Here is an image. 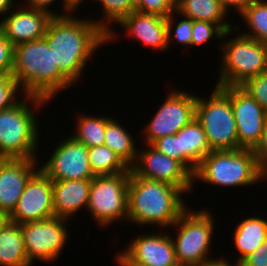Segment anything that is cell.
Masks as SVG:
<instances>
[{
  "instance_id": "1f68e13d",
  "label": "cell",
  "mask_w": 267,
  "mask_h": 266,
  "mask_svg": "<svg viewBox=\"0 0 267 266\" xmlns=\"http://www.w3.org/2000/svg\"><path fill=\"white\" fill-rule=\"evenodd\" d=\"M22 93L21 86L12 74L0 75V111L17 104L24 97L20 96Z\"/></svg>"
},
{
  "instance_id": "d6986e66",
  "label": "cell",
  "mask_w": 267,
  "mask_h": 266,
  "mask_svg": "<svg viewBox=\"0 0 267 266\" xmlns=\"http://www.w3.org/2000/svg\"><path fill=\"white\" fill-rule=\"evenodd\" d=\"M117 25L125 30L126 37H131L138 44H144L143 46H148L153 51L168 50L167 25L164 17L133 11Z\"/></svg>"
},
{
  "instance_id": "ba28073f",
  "label": "cell",
  "mask_w": 267,
  "mask_h": 266,
  "mask_svg": "<svg viewBox=\"0 0 267 266\" xmlns=\"http://www.w3.org/2000/svg\"><path fill=\"white\" fill-rule=\"evenodd\" d=\"M208 99L197 95L195 118L202 125L211 150L238 149L230 86H217Z\"/></svg>"
},
{
  "instance_id": "52a82bcc",
  "label": "cell",
  "mask_w": 267,
  "mask_h": 266,
  "mask_svg": "<svg viewBox=\"0 0 267 266\" xmlns=\"http://www.w3.org/2000/svg\"><path fill=\"white\" fill-rule=\"evenodd\" d=\"M192 209L188 207L170 227L173 228L172 230H177L176 235H171V238L178 263L203 266L208 261L215 259L211 257L210 250L216 223L214 215L207 207L197 211Z\"/></svg>"
},
{
  "instance_id": "74e56055",
  "label": "cell",
  "mask_w": 267,
  "mask_h": 266,
  "mask_svg": "<svg viewBox=\"0 0 267 266\" xmlns=\"http://www.w3.org/2000/svg\"><path fill=\"white\" fill-rule=\"evenodd\" d=\"M19 1H20L19 3L23 5L24 7L45 11L49 13L50 15H52L53 17H62V13L59 12V10L53 11L54 9H50L52 5L55 6V3L57 0H24L25 2L21 0ZM58 1L60 3L61 0H58Z\"/></svg>"
},
{
  "instance_id": "5b68a950",
  "label": "cell",
  "mask_w": 267,
  "mask_h": 266,
  "mask_svg": "<svg viewBox=\"0 0 267 266\" xmlns=\"http://www.w3.org/2000/svg\"><path fill=\"white\" fill-rule=\"evenodd\" d=\"M224 188H245L266 180V169L251 149L214 150L198 165L193 175L196 181Z\"/></svg>"
},
{
  "instance_id": "ffe728a7",
  "label": "cell",
  "mask_w": 267,
  "mask_h": 266,
  "mask_svg": "<svg viewBox=\"0 0 267 266\" xmlns=\"http://www.w3.org/2000/svg\"><path fill=\"white\" fill-rule=\"evenodd\" d=\"M91 181L92 179L52 181L54 216L72 220L76 213L87 209Z\"/></svg>"
},
{
  "instance_id": "4dcf8cb0",
  "label": "cell",
  "mask_w": 267,
  "mask_h": 266,
  "mask_svg": "<svg viewBox=\"0 0 267 266\" xmlns=\"http://www.w3.org/2000/svg\"><path fill=\"white\" fill-rule=\"evenodd\" d=\"M223 34L224 31L215 23L193 20L191 47L202 46L214 38L221 41Z\"/></svg>"
},
{
  "instance_id": "83f0119b",
  "label": "cell",
  "mask_w": 267,
  "mask_h": 266,
  "mask_svg": "<svg viewBox=\"0 0 267 266\" xmlns=\"http://www.w3.org/2000/svg\"><path fill=\"white\" fill-rule=\"evenodd\" d=\"M88 159L95 176L130 172L131 169L106 145L89 147Z\"/></svg>"
},
{
  "instance_id": "484cf974",
  "label": "cell",
  "mask_w": 267,
  "mask_h": 266,
  "mask_svg": "<svg viewBox=\"0 0 267 266\" xmlns=\"http://www.w3.org/2000/svg\"><path fill=\"white\" fill-rule=\"evenodd\" d=\"M95 2H98L97 5H100L103 17L100 18L101 16H98L99 19L97 18V20L89 18L107 35V43L116 42L115 40L119 39L121 34L114 27L112 28V25L117 26L122 19L135 11V9L131 6L130 0H95Z\"/></svg>"
},
{
  "instance_id": "3957f363",
  "label": "cell",
  "mask_w": 267,
  "mask_h": 266,
  "mask_svg": "<svg viewBox=\"0 0 267 266\" xmlns=\"http://www.w3.org/2000/svg\"><path fill=\"white\" fill-rule=\"evenodd\" d=\"M180 188L130 171L127 224L170 228L188 208Z\"/></svg>"
},
{
  "instance_id": "9c48e42d",
  "label": "cell",
  "mask_w": 267,
  "mask_h": 266,
  "mask_svg": "<svg viewBox=\"0 0 267 266\" xmlns=\"http://www.w3.org/2000/svg\"><path fill=\"white\" fill-rule=\"evenodd\" d=\"M129 177L130 172H124L92 179L86 210L99 228L119 221L127 224Z\"/></svg>"
},
{
  "instance_id": "7a4b0ae2",
  "label": "cell",
  "mask_w": 267,
  "mask_h": 266,
  "mask_svg": "<svg viewBox=\"0 0 267 266\" xmlns=\"http://www.w3.org/2000/svg\"><path fill=\"white\" fill-rule=\"evenodd\" d=\"M12 76L21 86L23 95L48 102L74 86L59 70L55 49L49 47L45 38L14 46Z\"/></svg>"
},
{
  "instance_id": "6da1fadb",
  "label": "cell",
  "mask_w": 267,
  "mask_h": 266,
  "mask_svg": "<svg viewBox=\"0 0 267 266\" xmlns=\"http://www.w3.org/2000/svg\"><path fill=\"white\" fill-rule=\"evenodd\" d=\"M50 48L55 49L59 70L76 85L99 48L107 44V35L92 19L66 15L53 17L44 35Z\"/></svg>"
},
{
  "instance_id": "8992f818",
  "label": "cell",
  "mask_w": 267,
  "mask_h": 266,
  "mask_svg": "<svg viewBox=\"0 0 267 266\" xmlns=\"http://www.w3.org/2000/svg\"><path fill=\"white\" fill-rule=\"evenodd\" d=\"M239 24L241 23L224 32L220 44L217 45L223 54L220 65L217 66V86H241L248 79L267 70V46L241 34ZM230 35L232 37L226 40Z\"/></svg>"
},
{
  "instance_id": "277c9868",
  "label": "cell",
  "mask_w": 267,
  "mask_h": 266,
  "mask_svg": "<svg viewBox=\"0 0 267 266\" xmlns=\"http://www.w3.org/2000/svg\"><path fill=\"white\" fill-rule=\"evenodd\" d=\"M47 105L45 99L24 95L17 104L0 111V159L39 158L41 124L36 115Z\"/></svg>"
},
{
  "instance_id": "2e32d148",
  "label": "cell",
  "mask_w": 267,
  "mask_h": 266,
  "mask_svg": "<svg viewBox=\"0 0 267 266\" xmlns=\"http://www.w3.org/2000/svg\"><path fill=\"white\" fill-rule=\"evenodd\" d=\"M53 217L52 180L39 168L29 178L9 221L23 224Z\"/></svg>"
},
{
  "instance_id": "8d00e7d4",
  "label": "cell",
  "mask_w": 267,
  "mask_h": 266,
  "mask_svg": "<svg viewBox=\"0 0 267 266\" xmlns=\"http://www.w3.org/2000/svg\"><path fill=\"white\" fill-rule=\"evenodd\" d=\"M241 266H267V240L248 255L241 263Z\"/></svg>"
},
{
  "instance_id": "603a6c76",
  "label": "cell",
  "mask_w": 267,
  "mask_h": 266,
  "mask_svg": "<svg viewBox=\"0 0 267 266\" xmlns=\"http://www.w3.org/2000/svg\"><path fill=\"white\" fill-rule=\"evenodd\" d=\"M176 11L192 20L215 23L224 32L235 27L218 0H176Z\"/></svg>"
},
{
  "instance_id": "7402d4cb",
  "label": "cell",
  "mask_w": 267,
  "mask_h": 266,
  "mask_svg": "<svg viewBox=\"0 0 267 266\" xmlns=\"http://www.w3.org/2000/svg\"><path fill=\"white\" fill-rule=\"evenodd\" d=\"M232 241L238 252L236 263H241L248 255L257 250L267 240V219L249 215L234 228Z\"/></svg>"
},
{
  "instance_id": "d590c367",
  "label": "cell",
  "mask_w": 267,
  "mask_h": 266,
  "mask_svg": "<svg viewBox=\"0 0 267 266\" xmlns=\"http://www.w3.org/2000/svg\"><path fill=\"white\" fill-rule=\"evenodd\" d=\"M151 145L161 153L181 163V153H179L178 145V132L175 135H167L158 138Z\"/></svg>"
},
{
  "instance_id": "d4e9b609",
  "label": "cell",
  "mask_w": 267,
  "mask_h": 266,
  "mask_svg": "<svg viewBox=\"0 0 267 266\" xmlns=\"http://www.w3.org/2000/svg\"><path fill=\"white\" fill-rule=\"evenodd\" d=\"M0 266H32L27 258L20 224L8 221L0 229Z\"/></svg>"
},
{
  "instance_id": "e0dca14e",
  "label": "cell",
  "mask_w": 267,
  "mask_h": 266,
  "mask_svg": "<svg viewBox=\"0 0 267 266\" xmlns=\"http://www.w3.org/2000/svg\"><path fill=\"white\" fill-rule=\"evenodd\" d=\"M0 21V28L13 46L44 38L52 15L17 3Z\"/></svg>"
},
{
  "instance_id": "7c38bea8",
  "label": "cell",
  "mask_w": 267,
  "mask_h": 266,
  "mask_svg": "<svg viewBox=\"0 0 267 266\" xmlns=\"http://www.w3.org/2000/svg\"><path fill=\"white\" fill-rule=\"evenodd\" d=\"M161 232V233H160ZM141 233L130 240L125 249L115 254L117 266H174L176 253L171 233Z\"/></svg>"
},
{
  "instance_id": "7bdbcfd3",
  "label": "cell",
  "mask_w": 267,
  "mask_h": 266,
  "mask_svg": "<svg viewBox=\"0 0 267 266\" xmlns=\"http://www.w3.org/2000/svg\"><path fill=\"white\" fill-rule=\"evenodd\" d=\"M18 1V0H17ZM16 0H0V21L6 16L14 7H16ZM16 2V3H15Z\"/></svg>"
},
{
  "instance_id": "cb8c5ba5",
  "label": "cell",
  "mask_w": 267,
  "mask_h": 266,
  "mask_svg": "<svg viewBox=\"0 0 267 266\" xmlns=\"http://www.w3.org/2000/svg\"><path fill=\"white\" fill-rule=\"evenodd\" d=\"M115 116H106V130L104 133V145L111 149L119 158L131 168L136 159L138 144L134 135H131L127 127L122 125V121L114 119ZM129 131V132H128Z\"/></svg>"
},
{
  "instance_id": "44dd1931",
  "label": "cell",
  "mask_w": 267,
  "mask_h": 266,
  "mask_svg": "<svg viewBox=\"0 0 267 266\" xmlns=\"http://www.w3.org/2000/svg\"><path fill=\"white\" fill-rule=\"evenodd\" d=\"M178 145L181 164L192 175L203 158L212 151L204 129L196 118L178 131Z\"/></svg>"
},
{
  "instance_id": "60d3db41",
  "label": "cell",
  "mask_w": 267,
  "mask_h": 266,
  "mask_svg": "<svg viewBox=\"0 0 267 266\" xmlns=\"http://www.w3.org/2000/svg\"><path fill=\"white\" fill-rule=\"evenodd\" d=\"M62 1H63L61 3L62 9L60 10H62V16H66L69 14L76 15V12L78 13L77 10L79 6L82 5V3L84 4L87 0L86 1L85 0H62Z\"/></svg>"
},
{
  "instance_id": "9a60e30c",
  "label": "cell",
  "mask_w": 267,
  "mask_h": 266,
  "mask_svg": "<svg viewBox=\"0 0 267 266\" xmlns=\"http://www.w3.org/2000/svg\"><path fill=\"white\" fill-rule=\"evenodd\" d=\"M238 149L255 150L262 139L267 112L240 86H230Z\"/></svg>"
},
{
  "instance_id": "f35d334b",
  "label": "cell",
  "mask_w": 267,
  "mask_h": 266,
  "mask_svg": "<svg viewBox=\"0 0 267 266\" xmlns=\"http://www.w3.org/2000/svg\"><path fill=\"white\" fill-rule=\"evenodd\" d=\"M224 10L227 12L228 15L229 12L234 9L237 15H240L245 9H247L252 3H254L257 0H218ZM233 7V8H232ZM232 8V9H231ZM231 9V10H230Z\"/></svg>"
},
{
  "instance_id": "d6a6232c",
  "label": "cell",
  "mask_w": 267,
  "mask_h": 266,
  "mask_svg": "<svg viewBox=\"0 0 267 266\" xmlns=\"http://www.w3.org/2000/svg\"><path fill=\"white\" fill-rule=\"evenodd\" d=\"M267 112V70L248 79L240 86Z\"/></svg>"
},
{
  "instance_id": "4fadbf2b",
  "label": "cell",
  "mask_w": 267,
  "mask_h": 266,
  "mask_svg": "<svg viewBox=\"0 0 267 266\" xmlns=\"http://www.w3.org/2000/svg\"><path fill=\"white\" fill-rule=\"evenodd\" d=\"M138 149L137 159L130 168L137 176L180 188L185 195L192 192L193 175L177 160L158 151L151 144Z\"/></svg>"
},
{
  "instance_id": "f546056e",
  "label": "cell",
  "mask_w": 267,
  "mask_h": 266,
  "mask_svg": "<svg viewBox=\"0 0 267 266\" xmlns=\"http://www.w3.org/2000/svg\"><path fill=\"white\" fill-rule=\"evenodd\" d=\"M177 16L178 18L180 17L179 21ZM166 25H167L168 49L169 46L172 44V42L182 46H186V48L188 49L189 47L191 48V40H192L191 34L193 27L192 19L182 16L175 10L166 18Z\"/></svg>"
},
{
  "instance_id": "ab89813d",
  "label": "cell",
  "mask_w": 267,
  "mask_h": 266,
  "mask_svg": "<svg viewBox=\"0 0 267 266\" xmlns=\"http://www.w3.org/2000/svg\"><path fill=\"white\" fill-rule=\"evenodd\" d=\"M254 153L257 155L259 163L265 169H267V116L265 120L262 139L258 147L254 150Z\"/></svg>"
},
{
  "instance_id": "8fae6325",
  "label": "cell",
  "mask_w": 267,
  "mask_h": 266,
  "mask_svg": "<svg viewBox=\"0 0 267 266\" xmlns=\"http://www.w3.org/2000/svg\"><path fill=\"white\" fill-rule=\"evenodd\" d=\"M159 104L151 120L142 131L143 144H152L158 138L175 135L196 116L197 95L176 88Z\"/></svg>"
},
{
  "instance_id": "b9f144b4",
  "label": "cell",
  "mask_w": 267,
  "mask_h": 266,
  "mask_svg": "<svg viewBox=\"0 0 267 266\" xmlns=\"http://www.w3.org/2000/svg\"><path fill=\"white\" fill-rule=\"evenodd\" d=\"M216 257L218 256H215V259L208 261L203 266H241L239 263L230 261L225 256Z\"/></svg>"
},
{
  "instance_id": "f6af8a7d",
  "label": "cell",
  "mask_w": 267,
  "mask_h": 266,
  "mask_svg": "<svg viewBox=\"0 0 267 266\" xmlns=\"http://www.w3.org/2000/svg\"><path fill=\"white\" fill-rule=\"evenodd\" d=\"M130 3L136 11L141 6L142 0H130Z\"/></svg>"
},
{
  "instance_id": "e575fe53",
  "label": "cell",
  "mask_w": 267,
  "mask_h": 266,
  "mask_svg": "<svg viewBox=\"0 0 267 266\" xmlns=\"http://www.w3.org/2000/svg\"><path fill=\"white\" fill-rule=\"evenodd\" d=\"M14 46L0 28V75L12 74Z\"/></svg>"
},
{
  "instance_id": "f1b7e54d",
  "label": "cell",
  "mask_w": 267,
  "mask_h": 266,
  "mask_svg": "<svg viewBox=\"0 0 267 266\" xmlns=\"http://www.w3.org/2000/svg\"><path fill=\"white\" fill-rule=\"evenodd\" d=\"M239 16L248 29L240 33L267 46V0L255 1Z\"/></svg>"
},
{
  "instance_id": "5bb4252c",
  "label": "cell",
  "mask_w": 267,
  "mask_h": 266,
  "mask_svg": "<svg viewBox=\"0 0 267 266\" xmlns=\"http://www.w3.org/2000/svg\"><path fill=\"white\" fill-rule=\"evenodd\" d=\"M53 148L52 154L46 161L40 164V169L52 180L93 179L89 159L88 148L72 136L64 137Z\"/></svg>"
},
{
  "instance_id": "ee69618b",
  "label": "cell",
  "mask_w": 267,
  "mask_h": 266,
  "mask_svg": "<svg viewBox=\"0 0 267 266\" xmlns=\"http://www.w3.org/2000/svg\"><path fill=\"white\" fill-rule=\"evenodd\" d=\"M9 221V215L0 210V229H2Z\"/></svg>"
},
{
  "instance_id": "30bf717a",
  "label": "cell",
  "mask_w": 267,
  "mask_h": 266,
  "mask_svg": "<svg viewBox=\"0 0 267 266\" xmlns=\"http://www.w3.org/2000/svg\"><path fill=\"white\" fill-rule=\"evenodd\" d=\"M69 221L53 217L20 224L26 255L32 266L35 260L49 264L60 258L70 237Z\"/></svg>"
},
{
  "instance_id": "bcb514c9",
  "label": "cell",
  "mask_w": 267,
  "mask_h": 266,
  "mask_svg": "<svg viewBox=\"0 0 267 266\" xmlns=\"http://www.w3.org/2000/svg\"><path fill=\"white\" fill-rule=\"evenodd\" d=\"M174 266H189V265H186V264H181V263H177L176 265Z\"/></svg>"
},
{
  "instance_id": "836d02e7",
  "label": "cell",
  "mask_w": 267,
  "mask_h": 266,
  "mask_svg": "<svg viewBox=\"0 0 267 266\" xmlns=\"http://www.w3.org/2000/svg\"><path fill=\"white\" fill-rule=\"evenodd\" d=\"M175 10L176 0H142L141 6L136 11L167 18Z\"/></svg>"
},
{
  "instance_id": "4316f807",
  "label": "cell",
  "mask_w": 267,
  "mask_h": 266,
  "mask_svg": "<svg viewBox=\"0 0 267 266\" xmlns=\"http://www.w3.org/2000/svg\"><path fill=\"white\" fill-rule=\"evenodd\" d=\"M84 114V115H83ZM75 119L77 121L73 128L72 136L78 142L83 143L87 148L104 145V133L106 130V115L96 116L81 113ZM75 129V130H74Z\"/></svg>"
},
{
  "instance_id": "ac0fdd59",
  "label": "cell",
  "mask_w": 267,
  "mask_h": 266,
  "mask_svg": "<svg viewBox=\"0 0 267 266\" xmlns=\"http://www.w3.org/2000/svg\"><path fill=\"white\" fill-rule=\"evenodd\" d=\"M39 160L0 159V210L10 215L16 208L29 178L40 168Z\"/></svg>"
}]
</instances>
